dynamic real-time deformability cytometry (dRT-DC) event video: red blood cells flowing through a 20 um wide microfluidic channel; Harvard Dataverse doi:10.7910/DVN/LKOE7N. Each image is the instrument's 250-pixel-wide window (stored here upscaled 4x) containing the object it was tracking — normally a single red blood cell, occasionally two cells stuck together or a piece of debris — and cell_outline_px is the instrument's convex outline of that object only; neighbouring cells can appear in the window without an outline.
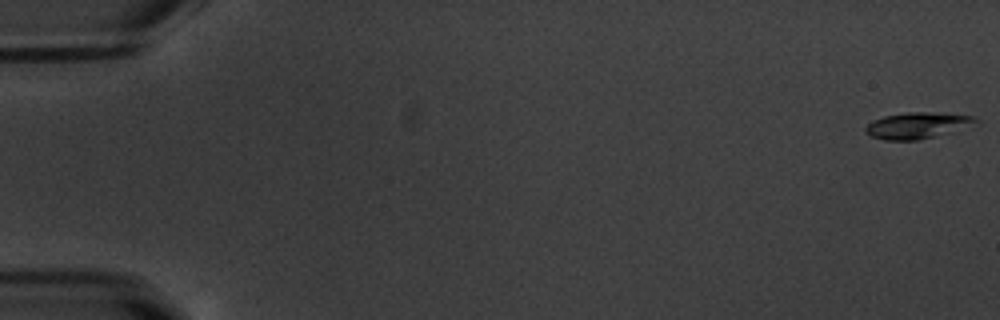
{"species": "common noctule bat (a hibernating species)", "species_latin": "Nyctalus noctula", "temperature_condition": "warm", "stored_images_in_passage": 54, "camera_frame_rate_fps": 3000, "um_per_image_px": 0.085, "animal": {"sex": "male", "body_mass_g": 20.1, "forearm_length_mm": 53.5}, "frame": {"image": 1, "passage_image": 1, "time_ms": 0.0, "image_size_px": [1000, 320], "cell_outline_px": [[980, 124], [936, 136], [916, 140], [884, 140], [872, 136], [864, 128], [872, 120], [884, 116], [908, 112], [924, 112], [972, 116], [980, 120]], "centroid_in_image_um": [78.02, 10.66], "position_along_channel_um": 7.0, "area_um2": 16.76}}
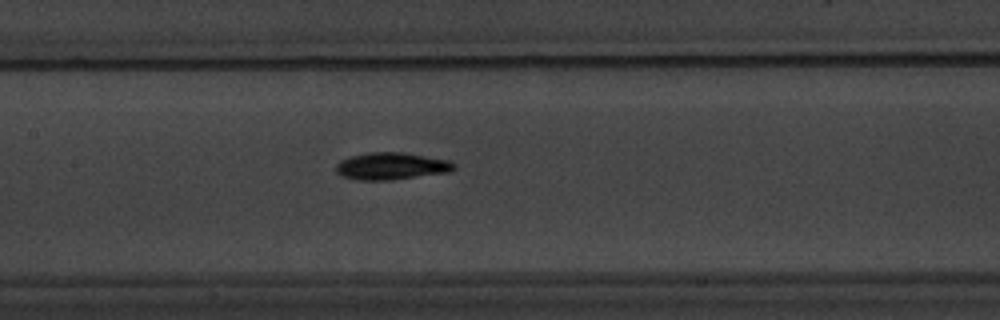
{"frame": {"image": 2, "passage_image": 27, "time_ms": 8.667, "image_size_px": [1000, 320], "cell_outline_px": [[456, 168], [448, 172], [388, 180], [356, 180], [340, 176], [336, 172], [336, 164], [340, 160], [348, 156], [368, 152], [404, 152], [448, 160], [456, 164]], "centroid_in_image_um": [33.21, 14.11], "position_along_channel_um": 174.2, "area_um2": 18.79}}
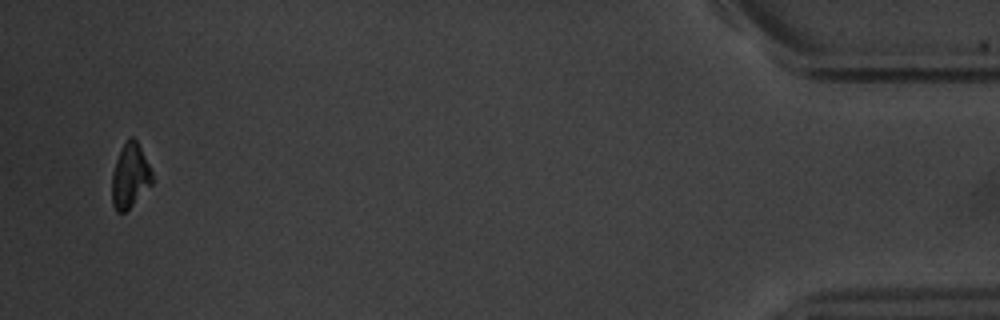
{"frame": {"image": 3, "passage_image": 53, "time_ms": 17.333, "image_size_px": [1000, 320], "cell_outline_px": [[156, 180], [124, 212], [116, 212], [112, 204], [112, 172], [120, 148], [128, 136], [132, 136], [136, 140]], "centroid_in_image_um": [11.05, 14.92], "position_along_channel_um": 424.2, "area_um2": 15.09}}